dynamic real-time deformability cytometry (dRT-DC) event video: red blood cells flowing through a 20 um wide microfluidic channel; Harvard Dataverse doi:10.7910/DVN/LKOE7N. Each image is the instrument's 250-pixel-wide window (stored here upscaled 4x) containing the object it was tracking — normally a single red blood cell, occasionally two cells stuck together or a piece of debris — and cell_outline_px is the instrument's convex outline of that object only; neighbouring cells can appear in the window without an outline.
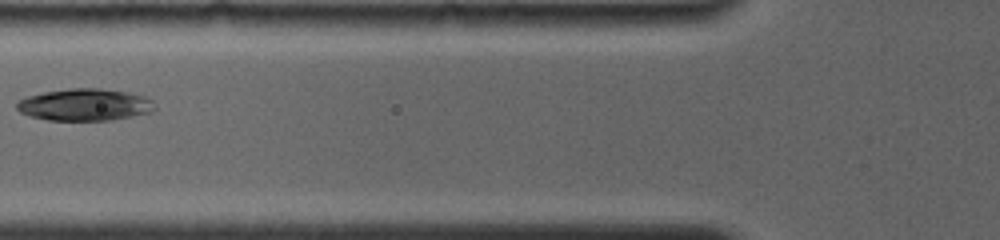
{"species": "common noctule bat (a hibernating species)", "species_latin": "Nyctalus noctula", "temperature_condition": "room temperature", "stored_images_in_passage": 11, "camera_frame_rate_fps": 4000, "um_per_image_px": 0.085, "animal": {"sex": "female", "body_mass_g": 19.0, "forearm_length_mm": 56.7}, "frame": {"image": 1, "passage_image": 7, "time_ms": 3.25, "image_size_px": [1000, 240], "cell_outline_px": [[156, 108], [152, 112], [112, 120], [48, 120], [32, 116], [20, 112], [16, 108], [16, 104], [20, 100], [28, 96], [44, 92], [68, 88], [100, 88], [128, 92], [144, 96], [152, 100]], "centroid_in_image_um": [7.23, 8.9], "position_along_channel_um": 118.6, "area_um2": 25.72}}
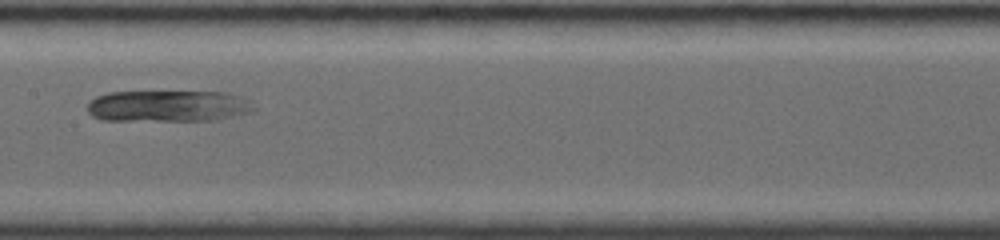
{"frame": {"image": 2, "passage_image": 10, "time_ms": 5.25, "image_size_px": [1000, 240], "cell_outline_px": [[256, 108], [244, 112], [212, 120], [104, 120], [92, 116], [88, 112], [88, 104], [96, 96], [108, 92], [228, 92], [240, 96]], "centroid_in_image_um": [14.2, 9.0], "position_along_channel_um": 193.2, "area_um2": 29.88}}